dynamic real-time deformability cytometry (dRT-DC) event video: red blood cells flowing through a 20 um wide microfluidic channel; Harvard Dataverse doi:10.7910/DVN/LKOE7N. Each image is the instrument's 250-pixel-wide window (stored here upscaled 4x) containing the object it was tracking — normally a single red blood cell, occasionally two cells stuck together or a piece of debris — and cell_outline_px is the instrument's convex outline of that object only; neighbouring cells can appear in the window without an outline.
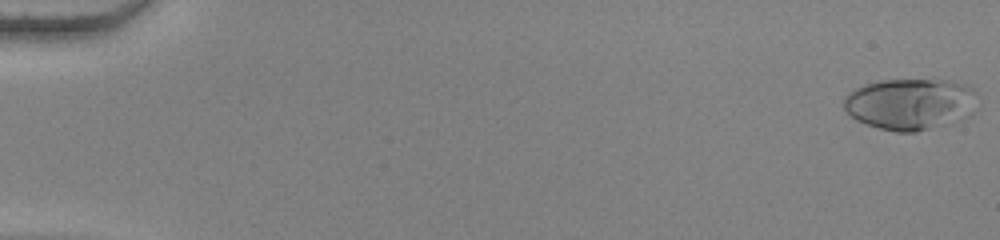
{"species": "human", "species_latin": "Homo sapiens", "temperature_condition": "warm", "stored_images_in_passage": 55, "camera_frame_rate_fps": 3000, "um_per_image_px": 0.085, "donor": {"sex": "female"}, "frame": {"image": 1, "passage_image": 1, "time_ms": 0.0, "image_size_px": [1000, 240], "cell_outline_px": [[976, 92], [972, 116], [952, 124], [916, 132], [896, 132], [880, 128], [856, 120], [844, 108], [844, 96], [848, 92], [856, 88], [880, 80], [948, 80], [964, 84], [976, 88]], "centroid_in_image_um": [77.42, 8.85], "position_along_channel_um": 7.6, "area_um2": 40.4}}
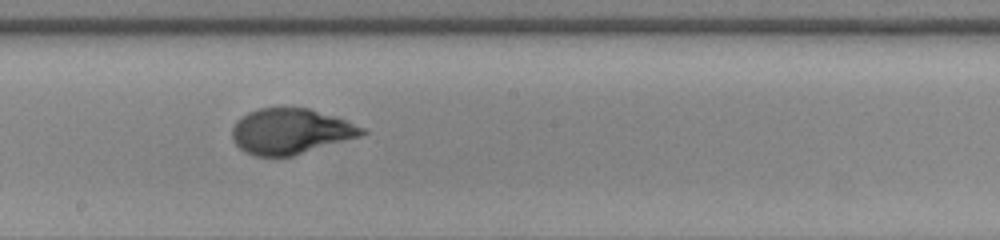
{"frame": {"image": 2, "passage_image": 32, "time_ms": 10.333, "image_size_px": [1000, 240], "cell_outline_px": [[368, 132], [360, 136], [292, 156], [252, 156], [244, 152], [232, 140], [232, 128], [236, 120], [248, 112], [260, 108], [308, 108], [344, 120], [364, 128]], "centroid_in_image_um": [24.65, 11.17], "position_along_channel_um": 223.6, "area_um2": 34.16}}
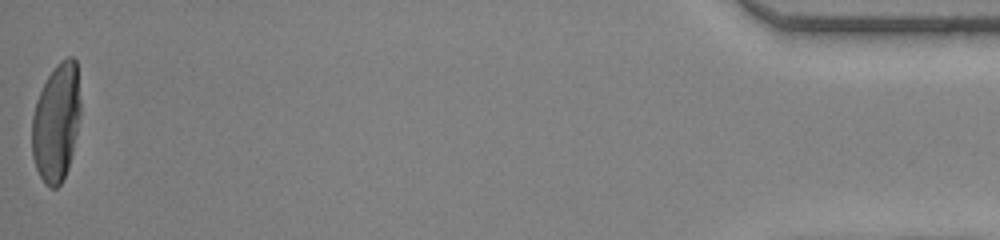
{"frame": {"image": 3, "passage_image": 55, "time_ms": 18.0, "image_size_px": [1000, 240], "cell_outline_px": [[80, 116], [72, 152], [68, 168], [60, 184], [56, 188], [48, 188], [44, 184], [36, 168], [32, 156], [32, 116], [36, 100], [48, 76], [56, 64], [60, 60], [68, 56], [72, 56], [76, 60], [80, 100]], "centroid_in_image_um": [4.78, 10.4], "position_along_channel_um": 430.4, "area_um2": 33.47}, "authors_computed_cell_mechanics": {"area_um2": 35.1424, "velocity_mm_per_s": 3.8342, "shape_relaxation_time_tau1_ms": 5.2188, "shape_relaxation_time_tau2_ms": null, "deformation_change_tau1": 0.2742, "deformation_change_tau2": null}}